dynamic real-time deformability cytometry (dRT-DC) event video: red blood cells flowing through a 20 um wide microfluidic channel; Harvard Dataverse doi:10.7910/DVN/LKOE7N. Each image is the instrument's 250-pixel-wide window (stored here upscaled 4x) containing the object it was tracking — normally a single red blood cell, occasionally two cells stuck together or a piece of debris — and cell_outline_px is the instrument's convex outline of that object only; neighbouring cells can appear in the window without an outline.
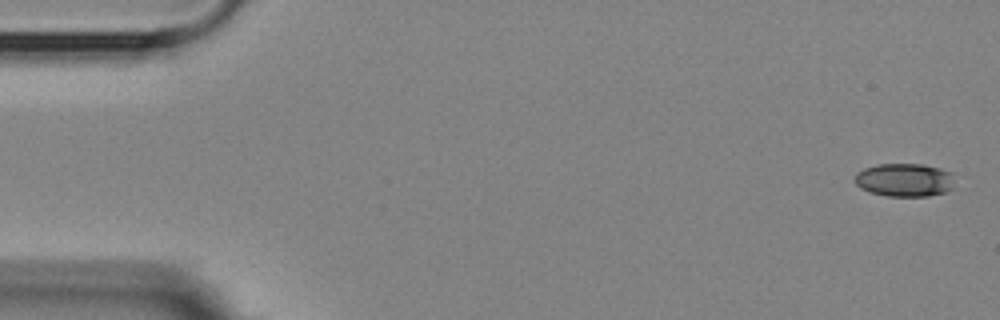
{"species": "Egyptian fruit bat (a non-hibernating species)", "species_latin": "Rousettus aegyptiacus", "temperature_condition": "room temperature", "stored_images_in_passage": 6, "camera_frame_rate_fps": 3000, "um_per_image_px": 0.085, "animal": {"sex": "female"}, "frame": {"image": 1, "passage_image": 1, "time_ms": 0.0, "image_size_px": [1000, 320], "cell_outline_px": [[952, 172], [948, 188], [944, 192], [928, 196], [888, 196], [872, 192], [860, 188], [856, 184], [856, 172], [864, 168], [876, 164], [924, 164], [940, 168]], "centroid_in_image_um": [76.82, 15.28], "position_along_channel_um": 8.2, "area_um2": 19.02}}
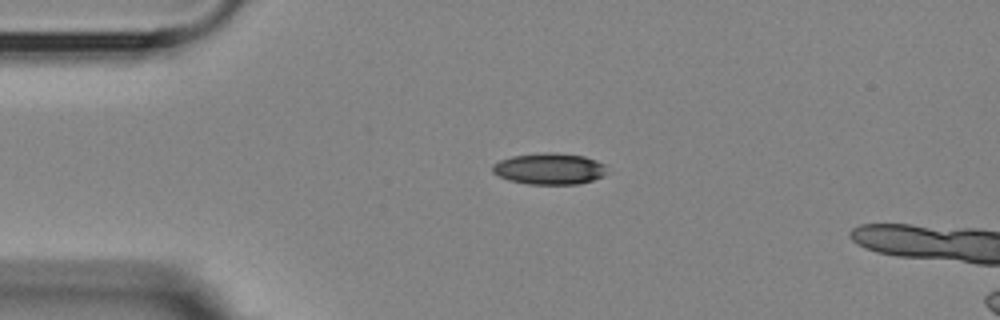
{"frame": {"image": 2, "passage_image": 4, "time_ms": 3.667, "image_size_px": [1000, 320], "cell_outline_px": [[604, 176], [580, 184], [528, 184], [508, 180], [492, 172], [492, 164], [500, 160], [512, 156], [544, 152], [552, 152], [584, 156], [596, 160], [604, 164]], "centroid_in_image_um": [46.67, 14.34], "position_along_channel_um": 38.3, "area_um2": 20.87}}
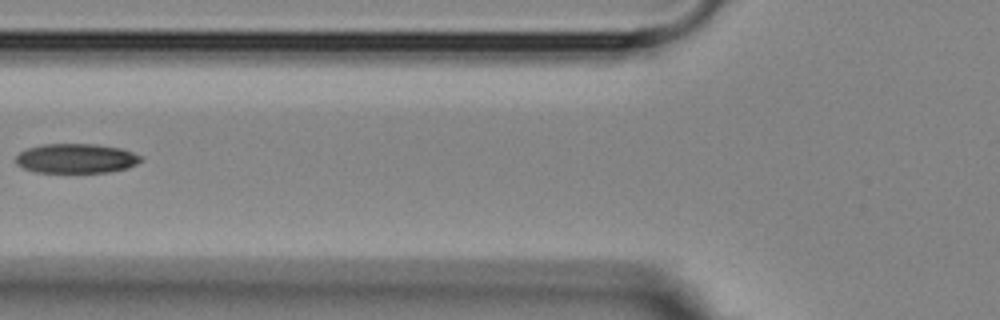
{"frame": {"image": 3, "passage_image": 6, "time_ms": 6.667, "image_size_px": [1000, 320], "cell_outline_px": [[144, 160], [128, 168], [108, 172], [36, 172], [24, 168], [16, 164], [16, 156], [20, 152], [28, 148], [44, 144], [96, 144], [120, 148], [132, 152], [140, 156]], "centroid_in_image_um": [6.48, 13.46], "position_along_channel_um": 119.3, "area_um2": 21.44}}